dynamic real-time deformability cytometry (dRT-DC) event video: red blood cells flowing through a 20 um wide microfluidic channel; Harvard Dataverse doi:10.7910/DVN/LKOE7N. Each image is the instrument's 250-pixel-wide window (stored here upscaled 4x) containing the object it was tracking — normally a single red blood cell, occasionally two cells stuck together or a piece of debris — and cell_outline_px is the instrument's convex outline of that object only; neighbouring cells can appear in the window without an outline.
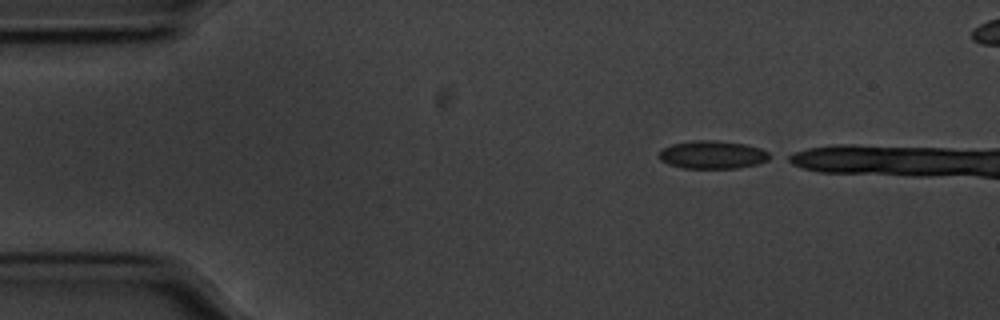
{"species": "common noctule bat (a hibernating species)", "species_latin": "Nyctalus noctula", "temperature_condition": "cold", "stored_images_in_passage": 13, "camera_frame_rate_fps": 3000, "um_per_image_px": 0.085, "animal": {"sex": "male", "body_mass_g": 20.1, "forearm_length_mm": 53.5}, "frame": {"image": 1, "passage_image": 1, "time_ms": 0.0, "image_size_px": [1000, 320], "cell_outline_px": [[776, 156], [768, 160], [756, 164], [736, 168], [684, 168], [668, 164], [660, 160], [656, 156], [664, 148], [672, 144], [696, 140], [716, 140], [744, 144], [760, 148]], "centroid_in_image_um": [60.58, 13.15], "position_along_channel_um": 24.4, "area_um2": 18.15}}